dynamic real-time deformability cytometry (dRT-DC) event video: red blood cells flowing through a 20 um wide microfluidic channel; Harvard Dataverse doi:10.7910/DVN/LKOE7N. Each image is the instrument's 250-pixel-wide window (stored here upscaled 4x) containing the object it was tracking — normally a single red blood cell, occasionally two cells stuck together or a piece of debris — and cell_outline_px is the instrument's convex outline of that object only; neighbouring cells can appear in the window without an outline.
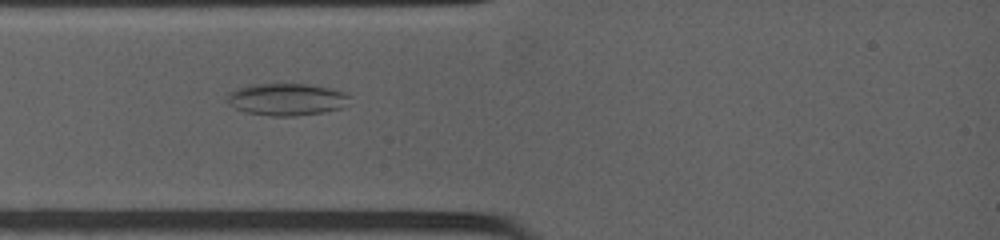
{"species": "common noctule bat (a hibernating species)", "species_latin": "Nyctalus noctula", "temperature_condition": "warm", "stored_images_in_passage": 13, "camera_frame_rate_fps": 4500, "um_per_image_px": 0.085, "animal": {"sex": "female", "body_mass_g": 19.0, "forearm_length_mm": 53.3}, "frame": {"image": 1, "passage_image": 2, "time_ms": 1.333, "image_size_px": [1000, 240], "cell_outline_px": [[348, 104], [340, 108], [324, 112], [296, 116], [272, 116], [248, 112], [236, 108], [228, 100], [228, 92], [248, 84], [304, 84], [328, 88], [344, 92], [348, 96]], "centroid_in_image_um": [24.36, 8.44], "position_along_channel_um": 60.6, "area_um2": 22.6}}
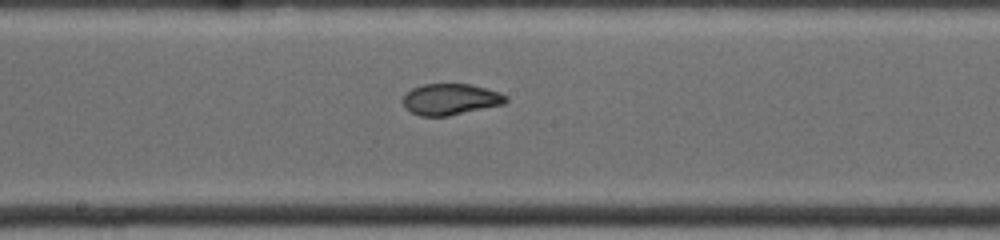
{"frame": {"image": 2, "passage_image": 6, "time_ms": 5.111, "image_size_px": [1000, 240], "cell_outline_px": [[508, 100], [504, 104], [448, 116], [420, 116], [404, 108], [400, 100], [404, 92], [412, 88], [424, 84], [472, 84], [500, 92], [508, 96]], "centroid_in_image_um": [38.25, 8.43], "position_along_channel_um": 209.9, "area_um2": 19.07}}
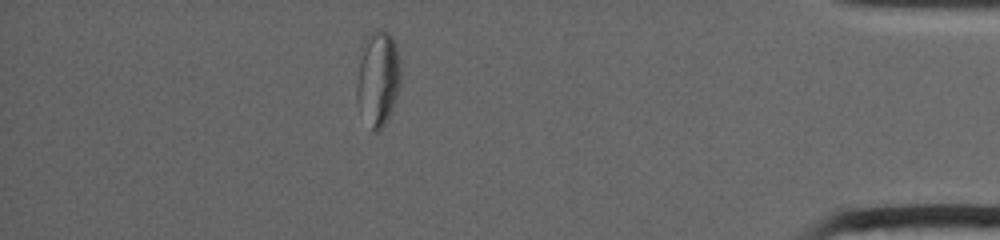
{"frame": {"image": 3, "passage_image": 12, "time_ms": 11.333, "image_size_px": [1000, 240], "cell_outline_px": [[400, 84], [392, 108], [384, 124], [376, 132], [372, 132], [356, 100], [356, 84], [364, 36], [376, 28], [380, 28], [388, 32], [392, 36], [396, 44], [400, 60]], "centroid_in_image_um": [32.12, 6.59], "position_along_channel_um": 403.1, "area_um2": 24.45}}